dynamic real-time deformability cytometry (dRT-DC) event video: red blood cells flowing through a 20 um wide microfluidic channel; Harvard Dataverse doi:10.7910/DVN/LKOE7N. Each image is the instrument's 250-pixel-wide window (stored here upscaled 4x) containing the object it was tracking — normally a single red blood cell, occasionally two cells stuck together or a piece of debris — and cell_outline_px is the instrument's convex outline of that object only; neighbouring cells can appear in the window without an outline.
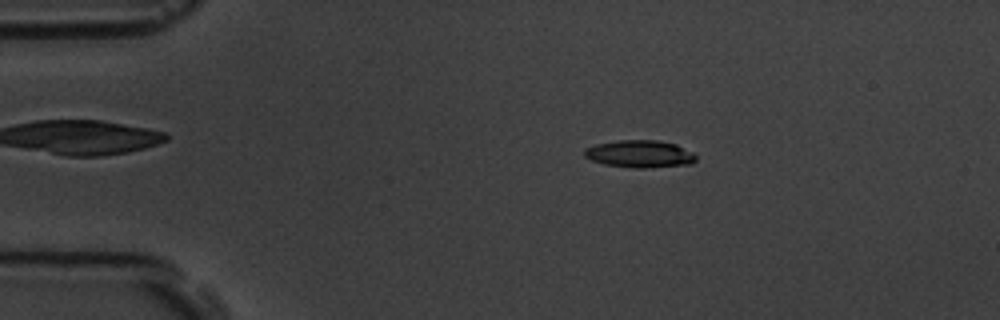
{"species": "common noctule bat (a hibernating species)", "species_latin": "Nyctalus noctula", "temperature_condition": "room temperature", "stored_images_in_passage": 8, "camera_frame_rate_fps": 3000, "um_per_image_px": 0.085, "animal": {"sex": "male", "body_mass_g": 19.5, "forearm_length_mm": 54.6}, "frame": {"image": 1, "passage_image": 3, "time_ms": 2.333, "image_size_px": [1000, 320], "cell_outline_px": [[696, 160], [692, 164], [644, 168], [636, 168], [604, 164], [592, 160], [584, 156], [584, 148], [596, 144], [616, 140], [656, 140], [676, 144], [692, 152], [696, 156]], "centroid_in_image_um": [54.37, 13.08], "position_along_channel_um": 30.6, "area_um2": 17.8}}
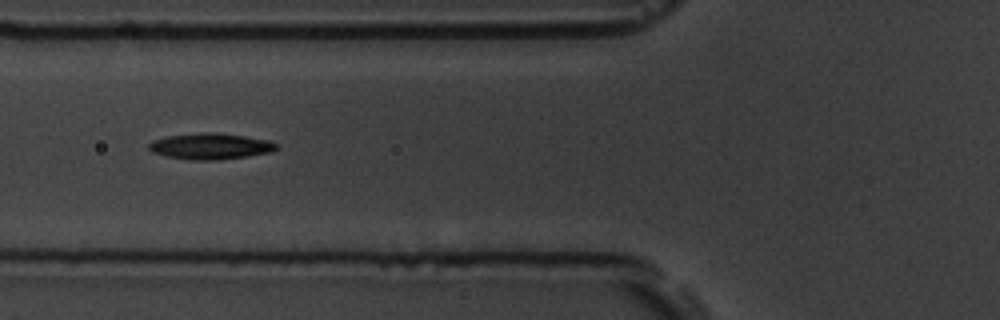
{"frame": {"image": 2, "passage_image": 6, "time_ms": 6.0, "image_size_px": [1000, 320], "cell_outline_px": [[280, 148], [272, 152], [248, 156], [220, 160], [192, 160], [168, 156], [152, 152], [148, 148], [148, 144], [152, 140], [168, 136], [200, 132], [212, 132], [244, 136], [268, 140], [276, 144]], "centroid_in_image_um": [17.9, 12.43], "position_along_channel_um": 107.9, "area_um2": 19.42}}
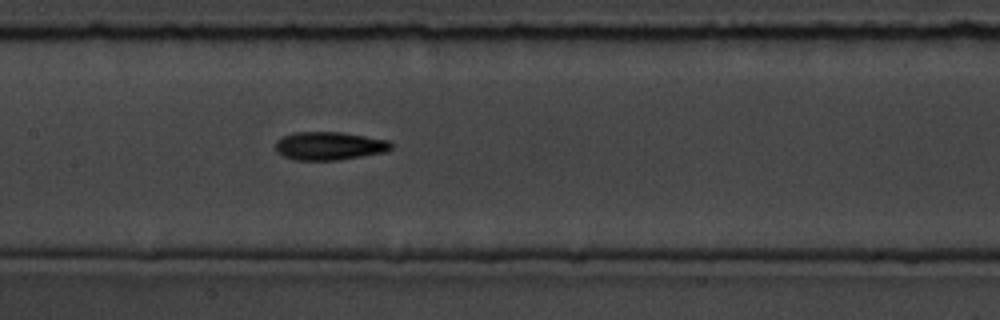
{"frame": {"image": 3, "passage_image": 8, "time_ms": 8.0, "image_size_px": [1000, 320], "cell_outline_px": [[392, 148], [384, 152], [336, 160], [296, 160], [284, 156], [276, 148], [276, 140], [292, 132], [340, 132], [388, 140], [392, 144]], "centroid_in_image_um": [27.98, 12.39], "position_along_channel_um": 179.4, "area_um2": 18.73}}